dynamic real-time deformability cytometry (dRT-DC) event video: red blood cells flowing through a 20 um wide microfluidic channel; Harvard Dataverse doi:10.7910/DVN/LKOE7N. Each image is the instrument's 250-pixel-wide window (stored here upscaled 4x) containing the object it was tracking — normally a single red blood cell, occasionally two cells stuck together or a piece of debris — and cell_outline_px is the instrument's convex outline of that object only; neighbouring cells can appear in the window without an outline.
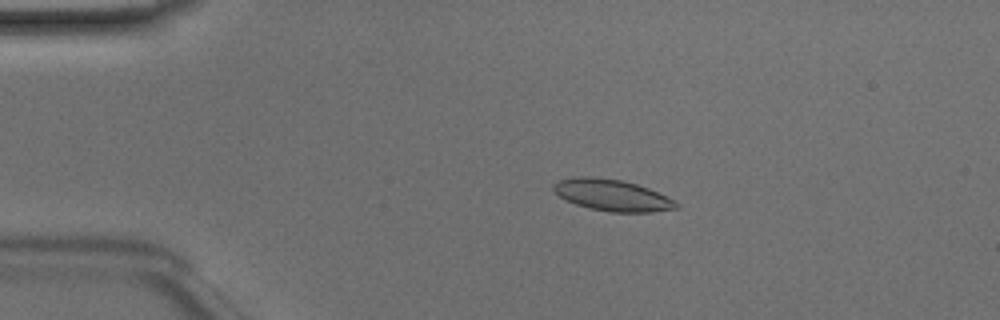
{"species": "Egyptian fruit bat (a non-hibernating species)", "species_latin": "Rousettus aegyptiacus", "temperature_condition": "room temperature", "stored_images_in_passage": 45, "segment_of_instrument_passage": [1, 2], "camera_frame_rate_fps": 3000, "um_per_image_px": 0.085, "animal": {"sex": "male"}, "frame": {"image": 1, "passage_image": 5, "time_ms": 1.333, "image_size_px": [1000, 320], "cell_outline_px": [[680, 208], [652, 212], [608, 212], [588, 208], [564, 200], [552, 188], [552, 184], [560, 180], [576, 176], [592, 176], [620, 180], [636, 184], [648, 188], [680, 204]], "centroid_in_image_um": [52.0, 16.6], "position_along_channel_um": 33.0, "area_um2": 22.48}}
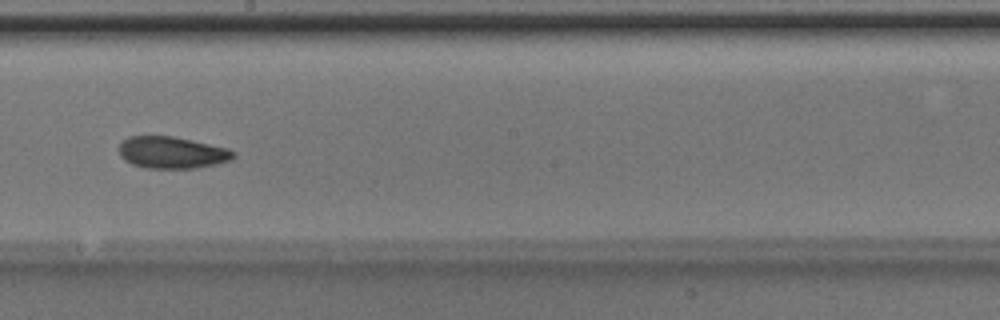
{"frame": {"image": 2, "passage_image": 23, "time_ms": 7.333, "image_size_px": [1000, 320], "cell_outline_px": [[236, 156], [232, 160], [216, 164], [196, 168], [144, 168], [132, 164], [124, 160], [120, 156], [120, 144], [128, 136], [172, 136], [192, 140], [228, 148], [236, 152]], "centroid_in_image_um": [14.64, 12.97], "position_along_channel_um": 233.6, "area_um2": 21.33}}
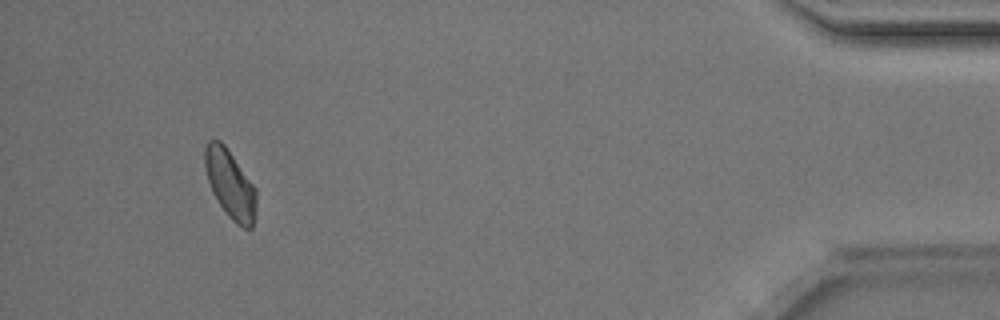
{"frame": {"image": 3, "passage_image": 41, "time_ms": 13.333, "image_size_px": [1000, 320], "cell_outline_px": [[256, 216], [252, 228], [244, 228], [236, 224], [228, 216], [212, 192], [208, 180], [204, 164], [204, 148], [208, 140], [220, 140], [224, 144], [256, 188]], "centroid_in_image_um": [19.57, 15.66], "position_along_channel_um": 415.6, "area_um2": 20.52}}